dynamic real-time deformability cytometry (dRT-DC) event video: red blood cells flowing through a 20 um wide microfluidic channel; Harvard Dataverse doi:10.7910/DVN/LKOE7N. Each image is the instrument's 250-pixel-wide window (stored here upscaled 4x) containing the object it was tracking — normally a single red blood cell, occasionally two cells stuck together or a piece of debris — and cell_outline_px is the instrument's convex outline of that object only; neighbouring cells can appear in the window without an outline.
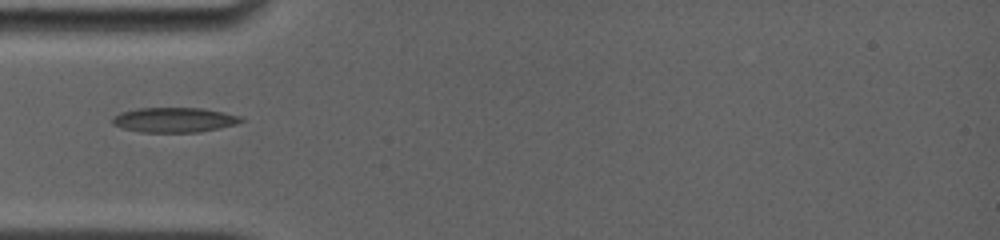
{"species": "common noctule bat (a hibernating species)", "species_latin": "Nyctalus noctula", "temperature_condition": "room temperature", "stored_images_in_passage": 12, "camera_frame_rate_fps": 4000, "um_per_image_px": 0.085, "animal": {"sex": "female", "body_mass_g": 19.0, "forearm_length_mm": 56.7}, "frame": {"image": 1, "passage_image": 1, "time_ms": 0.0, "image_size_px": [1000, 240], "cell_outline_px": [[244, 120], [236, 124], [220, 128], [200, 132], [140, 132], [120, 128], [112, 124], [112, 116], [120, 112], [136, 108], [204, 108], [240, 116]], "centroid_in_image_um": [14.76, 10.19], "position_along_channel_um": 70.2, "area_um2": 18.79}}
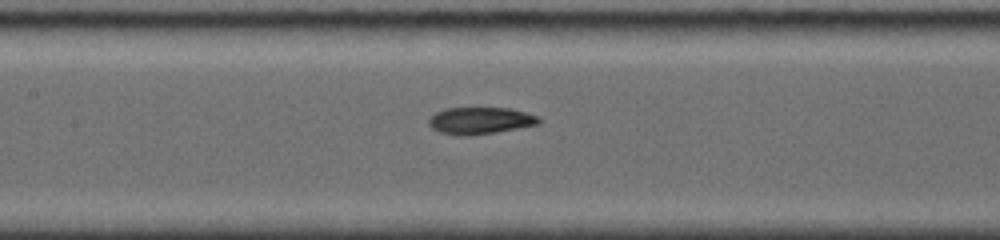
{"frame": {"image": 2, "passage_image": 6, "time_ms": 2.5, "image_size_px": [1000, 240], "cell_outline_px": [[540, 124], [496, 132], [468, 136], [460, 136], [440, 132], [432, 128], [428, 124], [428, 120], [436, 112], [444, 108], [508, 108], [524, 112], [536, 116], [540, 120]], "centroid_in_image_um": [40.78, 10.26], "position_along_channel_um": 166.6, "area_um2": 17.17}}
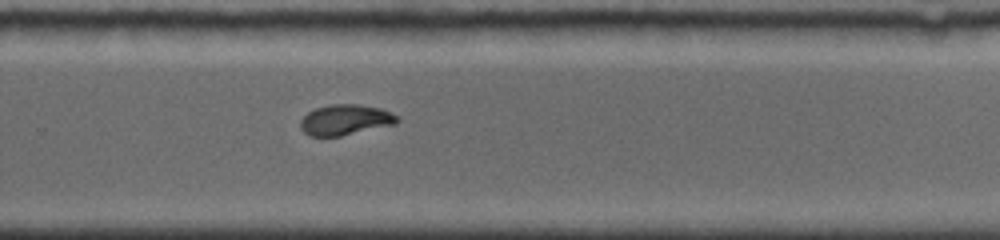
{"frame": {"image": 3, "passage_image": 12, "time_ms": 6.0, "image_size_px": [1000, 240], "cell_outline_px": [[400, 120], [396, 124], [340, 136], [308, 136], [300, 128], [300, 120], [308, 112], [316, 108], [332, 104], [360, 104], [380, 108], [400, 116]], "centroid_in_image_um": [29.37, 10.18], "position_along_channel_um": 300.4, "area_um2": 17.34}}